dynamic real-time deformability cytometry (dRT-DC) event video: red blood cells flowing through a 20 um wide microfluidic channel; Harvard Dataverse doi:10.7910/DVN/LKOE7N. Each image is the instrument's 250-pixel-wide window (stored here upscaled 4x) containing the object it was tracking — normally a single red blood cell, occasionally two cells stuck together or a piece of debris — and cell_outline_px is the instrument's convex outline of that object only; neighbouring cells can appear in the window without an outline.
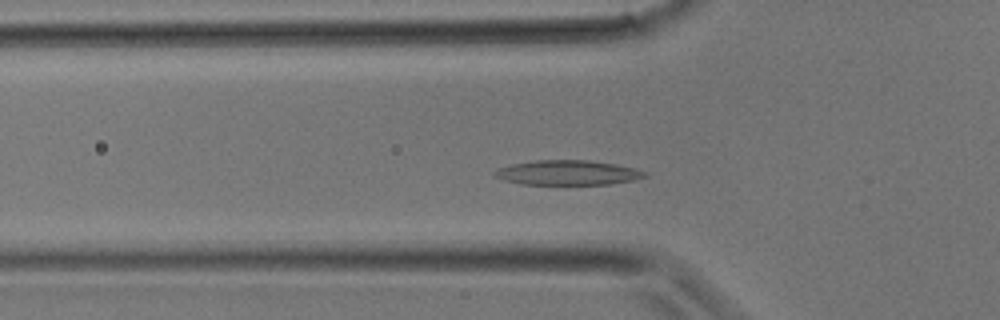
{"species": "common noctule bat (a hibernating species)", "species_latin": "Nyctalus noctula", "temperature_condition": "room temperature", "stored_images_in_passage": 29, "camera_frame_rate_fps": 3000, "um_per_image_px": 0.085, "animal": {"sex": "male", "body_mass_g": 17.9}, "frame": {"image": 1, "passage_image": 7, "time_ms": 2.0, "image_size_px": [1000, 320], "cell_outline_px": [[648, 176], [632, 180], [612, 184], [524, 184], [504, 180], [496, 176], [492, 172], [496, 168], [512, 164], [536, 160], [588, 160], [616, 164], [636, 168], [648, 172]], "centroid_in_image_um": [48.28, 14.67], "position_along_channel_um": 77.5, "area_um2": 21.68}}
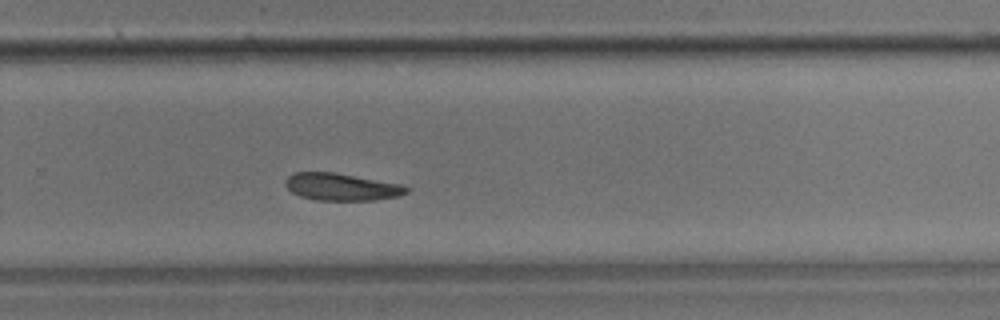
{"frame": {"image": 2, "passage_image": 18, "time_ms": 5.667, "image_size_px": [1000, 320], "cell_outline_px": [[408, 192], [400, 196], [376, 200], [316, 200], [300, 196], [292, 192], [284, 184], [284, 180], [292, 172], [336, 172], [400, 184], [408, 188]], "centroid_in_image_um": [29.0, 15.88], "position_along_channel_um": 300.8, "area_um2": 19.31}}
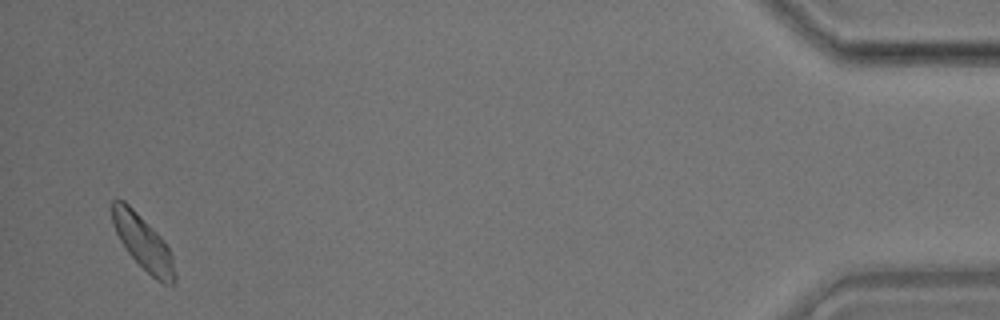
{"frame": {"image": 3, "passage_image": 28, "time_ms": 9.0, "image_size_px": [1000, 320], "cell_outline_px": [[176, 284], [164, 284], [156, 280], [128, 252], [120, 240], [116, 232], [112, 220], [112, 200], [124, 200], [164, 240], [172, 256], [176, 272]], "centroid_in_image_um": [12.19, 20.65], "position_along_channel_um": 423.0, "area_um2": 19.42}}